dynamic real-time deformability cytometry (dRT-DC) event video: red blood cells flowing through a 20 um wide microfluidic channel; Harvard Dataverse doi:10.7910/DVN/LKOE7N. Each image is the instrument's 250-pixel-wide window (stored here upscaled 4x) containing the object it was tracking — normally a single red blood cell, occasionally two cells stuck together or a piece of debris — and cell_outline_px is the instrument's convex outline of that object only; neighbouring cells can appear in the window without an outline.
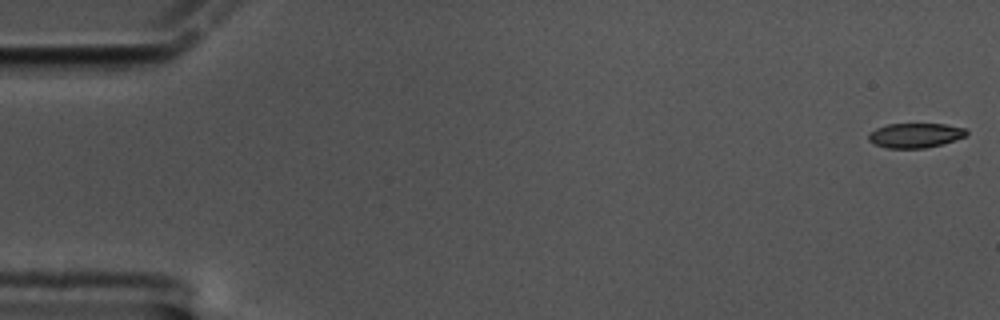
{"species": "common noctule bat (a hibernating species)", "species_latin": "Nyctalus noctula", "temperature_condition": "cold", "stored_images_in_passage": 59, "camera_frame_rate_fps": 3000, "um_per_image_px": 0.085, "animal": {"sex": "male", "body_mass_g": 17.5, "forearm_length_mm": 52.3}, "frame": {"image": 1, "passage_image": 1, "time_ms": 0.0, "image_size_px": [1000, 320], "cell_outline_px": [[968, 132], [964, 136], [944, 144], [924, 148], [888, 148], [876, 144], [868, 140], [868, 136], [876, 128], [888, 124], [944, 124], [968, 128]], "centroid_in_image_um": [77.83, 11.5], "position_along_channel_um": 7.2, "area_um2": 13.99}}
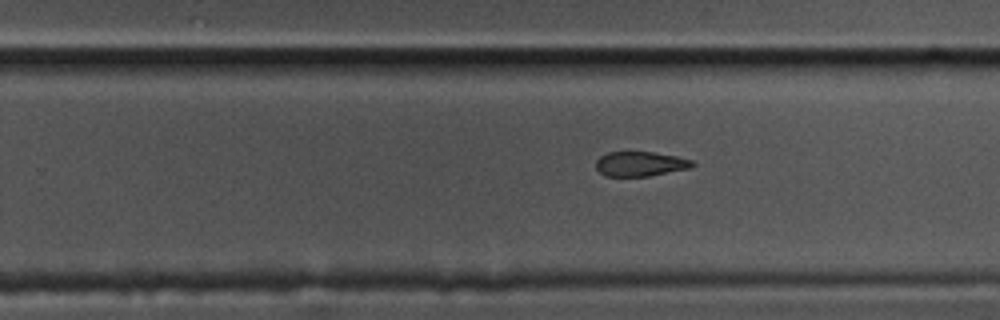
{"frame": {"image": 2, "passage_image": 37, "time_ms": 12.0, "image_size_px": [1000, 320], "cell_outline_px": [[696, 164], [688, 168], [648, 176], [604, 176], [596, 168], [596, 160], [600, 156], [608, 152], [652, 152], [676, 156], [692, 160]], "centroid_in_image_um": [54.39, 13.93], "position_along_channel_um": 275.4, "area_um2": 13.76}}
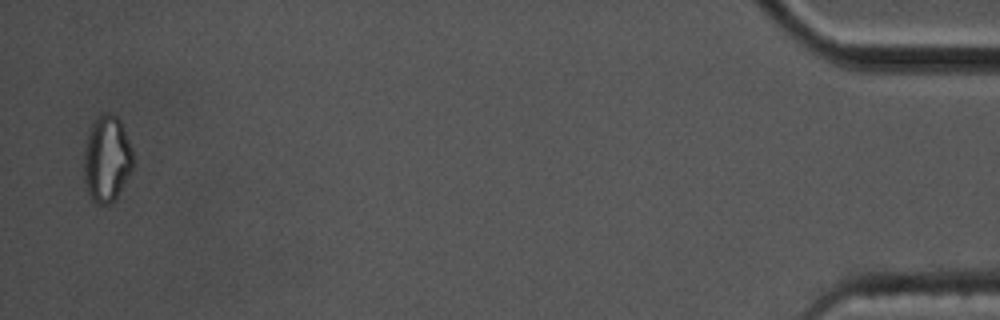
{"frame": {"image": 3, "passage_image": 58, "time_ms": 19.0, "image_size_px": [1000, 320], "cell_outline_px": [[132, 168], [116, 196], [108, 204], [100, 204], [88, 192], [84, 180], [84, 144], [92, 124], [104, 112], [108, 112], [116, 116], [120, 120], [132, 148]], "centroid_in_image_um": [9.06, 13.45], "position_along_channel_um": 426.1, "area_um2": 24.1}}